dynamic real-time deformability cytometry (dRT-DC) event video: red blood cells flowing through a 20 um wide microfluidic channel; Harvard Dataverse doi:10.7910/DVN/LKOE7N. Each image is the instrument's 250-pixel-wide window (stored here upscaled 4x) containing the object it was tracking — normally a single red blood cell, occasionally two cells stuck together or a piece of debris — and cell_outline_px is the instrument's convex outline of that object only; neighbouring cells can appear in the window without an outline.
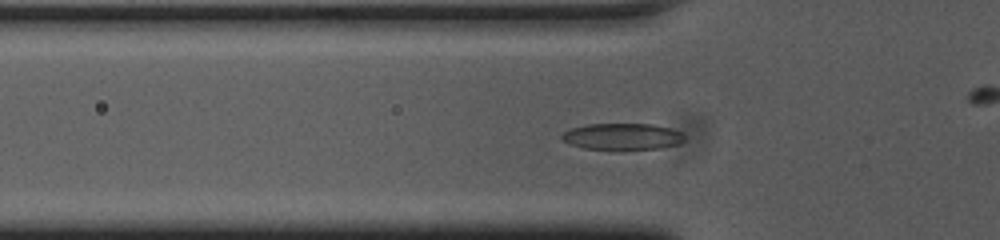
{"species": "common noctule bat (a hibernating species)", "species_latin": "Nyctalus noctula", "temperature_condition": "cold", "stored_images_in_passage": 44, "camera_frame_rate_fps": 3000, "um_per_image_px": 0.085, "animal": {"sex": "female", "body_mass_g": 23.0, "forearm_length_mm": 53.4}, "frame": {"image": 1, "passage_image": 6, "time_ms": 1.667, "image_size_px": [1000, 240], "cell_outline_px": [[684, 140], [680, 144], [660, 148], [612, 152], [584, 148], [572, 144], [564, 140], [560, 136], [564, 132], [572, 128], [588, 124], [652, 124], [668, 128], [680, 132], [684, 136]], "centroid_in_image_um": [52.9, 11.65], "position_along_channel_um": 72.9, "area_um2": 19.42}}
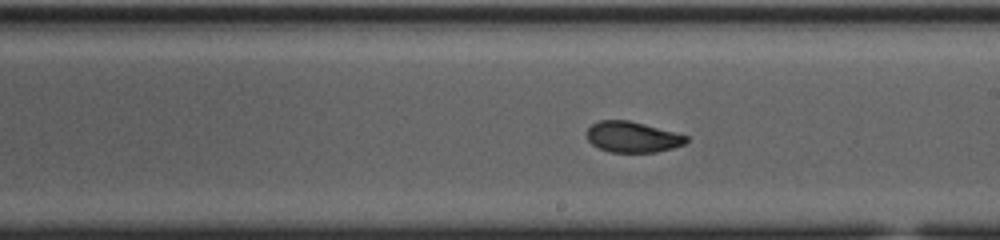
{"frame": {"image": 2, "passage_image": 19, "time_ms": 6.0, "image_size_px": [1000, 240], "cell_outline_px": [[688, 140], [684, 144], [672, 148], [656, 152], [612, 152], [600, 148], [592, 144], [588, 140], [588, 128], [592, 124], [600, 120], [628, 120], [644, 124], [688, 136]], "centroid_in_image_um": [53.76, 11.64], "position_along_channel_um": 235.2, "area_um2": 17.57}}
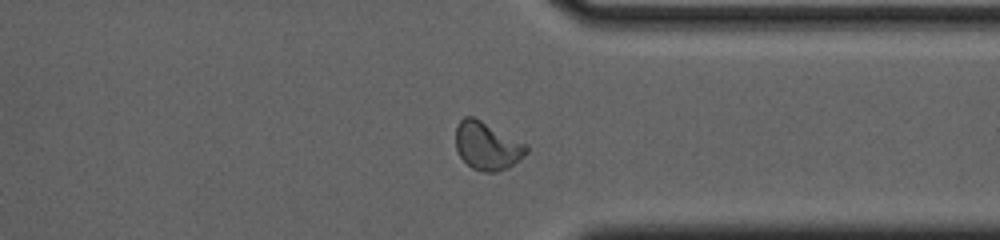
{"frame": {"image": 3, "passage_image": 30, "time_ms": 9.667, "image_size_px": [1000, 240], "cell_outline_px": [[528, 152], [524, 156], [508, 168], [496, 172], [484, 172], [472, 168], [460, 156], [456, 148], [456, 128], [460, 120], [464, 116], [472, 116], [528, 144]], "centroid_in_image_um": [41.42, 12.4], "position_along_channel_um": 370.0, "area_um2": 19.71}, "authors_computed_cell_mechanics": {"area_um2": 18.7561, "velocity_mm_per_s": 3.7352, "shape_relaxation_time_tau1_ms": 5.7564, "shape_relaxation_time_tau2_ms": 1.7889, "deformation_change_tau1": 0.1568, "deformation_change_tau2": 0.0648}}